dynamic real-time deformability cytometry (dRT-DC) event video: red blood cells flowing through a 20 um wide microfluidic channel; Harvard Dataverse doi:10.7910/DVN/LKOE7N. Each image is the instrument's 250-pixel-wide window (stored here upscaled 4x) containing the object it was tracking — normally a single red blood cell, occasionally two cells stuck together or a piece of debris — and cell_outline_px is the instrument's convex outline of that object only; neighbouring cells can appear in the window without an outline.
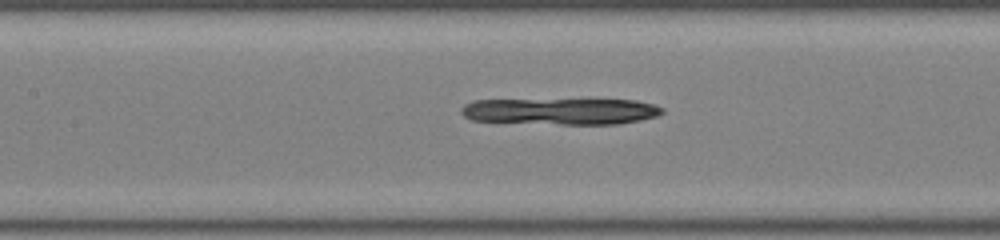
{"species": "common noctule bat (a hibernating species)", "species_latin": "Nyctalus noctula", "temperature_condition": "room temperature", "stored_images_in_passage": 41, "camera_frame_rate_fps": 3000, "um_per_image_px": 0.085, "animal": {"sex": "male", "body_mass_g": 19.0, "forearm_length_mm": 50.8}, "frame": {"image": 1, "passage_image": 24, "time_ms": 7.667, "image_size_px": [1000, 240], "cell_outline_px": [[664, 112], [656, 116], [640, 120], [616, 124], [560, 124], [472, 120], [464, 116], [460, 112], [460, 108], [464, 104], [476, 100], [636, 100], [652, 104], [664, 108]], "centroid_in_image_um": [47.66, 9.46], "position_along_channel_um": 159.7, "area_um2": 30.75}}